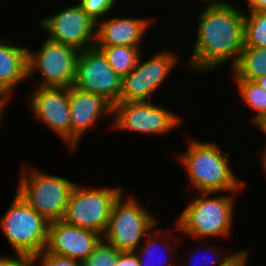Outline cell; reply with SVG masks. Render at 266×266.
Returning a JSON list of instances; mask_svg holds the SVG:
<instances>
[{"label": "cell", "mask_w": 266, "mask_h": 266, "mask_svg": "<svg viewBox=\"0 0 266 266\" xmlns=\"http://www.w3.org/2000/svg\"><path fill=\"white\" fill-rule=\"evenodd\" d=\"M3 38L0 39V96L9 101L17 85L29 79L28 47L13 45L10 39Z\"/></svg>", "instance_id": "cell-17"}, {"label": "cell", "mask_w": 266, "mask_h": 266, "mask_svg": "<svg viewBox=\"0 0 266 266\" xmlns=\"http://www.w3.org/2000/svg\"><path fill=\"white\" fill-rule=\"evenodd\" d=\"M39 265H36L38 264ZM34 264L36 266H82V262L54 255L45 250L34 257Z\"/></svg>", "instance_id": "cell-25"}, {"label": "cell", "mask_w": 266, "mask_h": 266, "mask_svg": "<svg viewBox=\"0 0 266 266\" xmlns=\"http://www.w3.org/2000/svg\"><path fill=\"white\" fill-rule=\"evenodd\" d=\"M230 71L234 80L255 81L266 75V48L244 46L236 65Z\"/></svg>", "instance_id": "cell-18"}, {"label": "cell", "mask_w": 266, "mask_h": 266, "mask_svg": "<svg viewBox=\"0 0 266 266\" xmlns=\"http://www.w3.org/2000/svg\"><path fill=\"white\" fill-rule=\"evenodd\" d=\"M150 21V16L149 19L128 16L102 19L96 23L95 46L141 47L146 31L153 24Z\"/></svg>", "instance_id": "cell-16"}, {"label": "cell", "mask_w": 266, "mask_h": 266, "mask_svg": "<svg viewBox=\"0 0 266 266\" xmlns=\"http://www.w3.org/2000/svg\"><path fill=\"white\" fill-rule=\"evenodd\" d=\"M167 109L151 101L118 102L113 105L111 129L129 130L146 136L166 134L183 121L176 112Z\"/></svg>", "instance_id": "cell-9"}, {"label": "cell", "mask_w": 266, "mask_h": 266, "mask_svg": "<svg viewBox=\"0 0 266 266\" xmlns=\"http://www.w3.org/2000/svg\"><path fill=\"white\" fill-rule=\"evenodd\" d=\"M249 249L230 252L219 266H248Z\"/></svg>", "instance_id": "cell-26"}, {"label": "cell", "mask_w": 266, "mask_h": 266, "mask_svg": "<svg viewBox=\"0 0 266 266\" xmlns=\"http://www.w3.org/2000/svg\"><path fill=\"white\" fill-rule=\"evenodd\" d=\"M230 3L205 1L206 6L198 14L192 53L184 67L202 74L229 61V69L236 65L244 48V10Z\"/></svg>", "instance_id": "cell-1"}, {"label": "cell", "mask_w": 266, "mask_h": 266, "mask_svg": "<svg viewBox=\"0 0 266 266\" xmlns=\"http://www.w3.org/2000/svg\"><path fill=\"white\" fill-rule=\"evenodd\" d=\"M255 127L258 128V130H260L261 133H263L266 136V116L261 119L256 125ZM266 144V143H265Z\"/></svg>", "instance_id": "cell-31"}, {"label": "cell", "mask_w": 266, "mask_h": 266, "mask_svg": "<svg viewBox=\"0 0 266 266\" xmlns=\"http://www.w3.org/2000/svg\"><path fill=\"white\" fill-rule=\"evenodd\" d=\"M33 89L31 96L28 95L33 120L56 133L70 151L68 88L34 86Z\"/></svg>", "instance_id": "cell-13"}, {"label": "cell", "mask_w": 266, "mask_h": 266, "mask_svg": "<svg viewBox=\"0 0 266 266\" xmlns=\"http://www.w3.org/2000/svg\"><path fill=\"white\" fill-rule=\"evenodd\" d=\"M234 82L241 100L254 112L251 121L256 125L266 116V91L256 81L234 80Z\"/></svg>", "instance_id": "cell-21"}, {"label": "cell", "mask_w": 266, "mask_h": 266, "mask_svg": "<svg viewBox=\"0 0 266 266\" xmlns=\"http://www.w3.org/2000/svg\"><path fill=\"white\" fill-rule=\"evenodd\" d=\"M125 196L123 192L114 202L103 234V240L120 252L136 251L144 237L159 224L153 213L145 209L135 195Z\"/></svg>", "instance_id": "cell-6"}, {"label": "cell", "mask_w": 266, "mask_h": 266, "mask_svg": "<svg viewBox=\"0 0 266 266\" xmlns=\"http://www.w3.org/2000/svg\"><path fill=\"white\" fill-rule=\"evenodd\" d=\"M238 192H228L227 195L225 192H217V195L216 192H200L201 196L187 202L188 205L176 218L175 230L186 234V238L193 237L201 241L207 237L228 238L233 232L235 196Z\"/></svg>", "instance_id": "cell-3"}, {"label": "cell", "mask_w": 266, "mask_h": 266, "mask_svg": "<svg viewBox=\"0 0 266 266\" xmlns=\"http://www.w3.org/2000/svg\"><path fill=\"white\" fill-rule=\"evenodd\" d=\"M264 151H262V154L260 155L261 159V163H262V169L264 170V175L266 176V145H265V148L263 149ZM266 178V177H265Z\"/></svg>", "instance_id": "cell-32"}, {"label": "cell", "mask_w": 266, "mask_h": 266, "mask_svg": "<svg viewBox=\"0 0 266 266\" xmlns=\"http://www.w3.org/2000/svg\"><path fill=\"white\" fill-rule=\"evenodd\" d=\"M120 186L90 188L75 183L66 205L63 221L95 231L103 236L114 202L124 192Z\"/></svg>", "instance_id": "cell-7"}, {"label": "cell", "mask_w": 266, "mask_h": 266, "mask_svg": "<svg viewBox=\"0 0 266 266\" xmlns=\"http://www.w3.org/2000/svg\"><path fill=\"white\" fill-rule=\"evenodd\" d=\"M44 40L38 51L28 48V78L39 73L35 87L69 88L74 82L79 51L48 38Z\"/></svg>", "instance_id": "cell-8"}, {"label": "cell", "mask_w": 266, "mask_h": 266, "mask_svg": "<svg viewBox=\"0 0 266 266\" xmlns=\"http://www.w3.org/2000/svg\"><path fill=\"white\" fill-rule=\"evenodd\" d=\"M120 251L105 240H101L93 252L82 262V266H114Z\"/></svg>", "instance_id": "cell-23"}, {"label": "cell", "mask_w": 266, "mask_h": 266, "mask_svg": "<svg viewBox=\"0 0 266 266\" xmlns=\"http://www.w3.org/2000/svg\"><path fill=\"white\" fill-rule=\"evenodd\" d=\"M40 28L49 40L84 51L95 46L96 22L77 3L55 14L42 17Z\"/></svg>", "instance_id": "cell-11"}, {"label": "cell", "mask_w": 266, "mask_h": 266, "mask_svg": "<svg viewBox=\"0 0 266 266\" xmlns=\"http://www.w3.org/2000/svg\"><path fill=\"white\" fill-rule=\"evenodd\" d=\"M72 86L100 95L114 105L119 102L122 78L111 68L103 53L94 47L79 52Z\"/></svg>", "instance_id": "cell-12"}, {"label": "cell", "mask_w": 266, "mask_h": 266, "mask_svg": "<svg viewBox=\"0 0 266 266\" xmlns=\"http://www.w3.org/2000/svg\"><path fill=\"white\" fill-rule=\"evenodd\" d=\"M244 46L266 48V12L244 11Z\"/></svg>", "instance_id": "cell-22"}, {"label": "cell", "mask_w": 266, "mask_h": 266, "mask_svg": "<svg viewBox=\"0 0 266 266\" xmlns=\"http://www.w3.org/2000/svg\"><path fill=\"white\" fill-rule=\"evenodd\" d=\"M187 139L188 147L177 159L198 193L241 191L244 182L231 169L229 153H225L216 142Z\"/></svg>", "instance_id": "cell-2"}, {"label": "cell", "mask_w": 266, "mask_h": 266, "mask_svg": "<svg viewBox=\"0 0 266 266\" xmlns=\"http://www.w3.org/2000/svg\"><path fill=\"white\" fill-rule=\"evenodd\" d=\"M0 266H35L34 258L23 254L0 256Z\"/></svg>", "instance_id": "cell-27"}, {"label": "cell", "mask_w": 266, "mask_h": 266, "mask_svg": "<svg viewBox=\"0 0 266 266\" xmlns=\"http://www.w3.org/2000/svg\"><path fill=\"white\" fill-rule=\"evenodd\" d=\"M114 266H139V260L136 252H120L116 258Z\"/></svg>", "instance_id": "cell-28"}, {"label": "cell", "mask_w": 266, "mask_h": 266, "mask_svg": "<svg viewBox=\"0 0 266 266\" xmlns=\"http://www.w3.org/2000/svg\"><path fill=\"white\" fill-rule=\"evenodd\" d=\"M211 248H212V246H208V247H207V250L205 249V251H207L208 254H209V252H211V254L214 253V254L216 255V256H215V255L213 254V255L215 256V260H214V259L211 260L213 257H210V258H209L211 261L208 260V258L206 257L207 253L205 252L203 258H204V260H207V261H205V262L207 263L206 266H207V265H208V266H215V265H216V266H219V265L222 263V261L225 259V257H226L229 253H228V251H227V254L224 253V255H223V254L221 255V254L219 253L220 251L218 250L219 248H217V246H215V247L213 246V248H212V249H211ZM214 249H215V250H214ZM216 250H218V251H216ZM217 252H218V253H217ZM216 253H217L218 256H219L218 258H217V254H216ZM220 255H221V256H220ZM191 258H192V256H191ZM216 258H217V259H216ZM191 262H192V261H191ZM181 263H182V262H180V264L178 263L177 265H178V266H184V265H185L184 263H183V264H181ZM202 263H203V262H202ZM203 264H204V263H203ZM199 265L202 266L201 264H199ZM199 265H198V266H199ZM186 266H189V265H186Z\"/></svg>", "instance_id": "cell-29"}, {"label": "cell", "mask_w": 266, "mask_h": 266, "mask_svg": "<svg viewBox=\"0 0 266 266\" xmlns=\"http://www.w3.org/2000/svg\"><path fill=\"white\" fill-rule=\"evenodd\" d=\"M103 236L89 229L79 228L63 220L49 223L45 251L57 256L83 262Z\"/></svg>", "instance_id": "cell-15"}, {"label": "cell", "mask_w": 266, "mask_h": 266, "mask_svg": "<svg viewBox=\"0 0 266 266\" xmlns=\"http://www.w3.org/2000/svg\"><path fill=\"white\" fill-rule=\"evenodd\" d=\"M70 108V152H76L80 140L104 116L113 115V105L104 97L83 91L75 86L68 88Z\"/></svg>", "instance_id": "cell-14"}, {"label": "cell", "mask_w": 266, "mask_h": 266, "mask_svg": "<svg viewBox=\"0 0 266 266\" xmlns=\"http://www.w3.org/2000/svg\"><path fill=\"white\" fill-rule=\"evenodd\" d=\"M141 57L142 54L137 66L122 78L119 102L150 101L180 61L176 51H170L168 48L145 61H142Z\"/></svg>", "instance_id": "cell-10"}, {"label": "cell", "mask_w": 266, "mask_h": 266, "mask_svg": "<svg viewBox=\"0 0 266 266\" xmlns=\"http://www.w3.org/2000/svg\"><path fill=\"white\" fill-rule=\"evenodd\" d=\"M117 0H78V4L96 23L108 16ZM107 14V15H106ZM103 17V18H102Z\"/></svg>", "instance_id": "cell-24"}, {"label": "cell", "mask_w": 266, "mask_h": 266, "mask_svg": "<svg viewBox=\"0 0 266 266\" xmlns=\"http://www.w3.org/2000/svg\"><path fill=\"white\" fill-rule=\"evenodd\" d=\"M94 47L103 53L111 68L121 78L128 75L137 66L142 49L125 45Z\"/></svg>", "instance_id": "cell-20"}, {"label": "cell", "mask_w": 266, "mask_h": 266, "mask_svg": "<svg viewBox=\"0 0 266 266\" xmlns=\"http://www.w3.org/2000/svg\"><path fill=\"white\" fill-rule=\"evenodd\" d=\"M155 228H157V227L155 226L152 229L153 233H151V231H150L146 235L147 238L145 237L144 242H142L144 245L140 244L141 246H139V248L135 251L137 256H138L139 266H150L151 263H152L151 264L152 266H163V265H165V266H175L176 265L177 266L178 261L176 259L178 257V254H175V253H178V252H174V251L177 250L175 247L178 246L177 245V244H179L178 241H181L182 238L181 239L177 238L174 240L175 241V244L173 245L174 247L171 246V248H169V250H171L173 253L171 251H169L171 255H168V256H170V257L163 260L164 256H163V258H161L160 255H157V254L163 253V251H161V250L154 251V250H156L157 247L158 248L163 247L162 246L163 244L160 243L158 245L157 243H159L158 238H161L160 233H163L164 231H162V228L161 229L159 228V229H157V231H154ZM156 257H157V259H156ZM168 261H171V262H168ZM155 262H156V264H155Z\"/></svg>", "instance_id": "cell-19"}, {"label": "cell", "mask_w": 266, "mask_h": 266, "mask_svg": "<svg viewBox=\"0 0 266 266\" xmlns=\"http://www.w3.org/2000/svg\"><path fill=\"white\" fill-rule=\"evenodd\" d=\"M49 222L40 216L17 192L0 219V230L14 254L35 257L47 244Z\"/></svg>", "instance_id": "cell-5"}, {"label": "cell", "mask_w": 266, "mask_h": 266, "mask_svg": "<svg viewBox=\"0 0 266 266\" xmlns=\"http://www.w3.org/2000/svg\"><path fill=\"white\" fill-rule=\"evenodd\" d=\"M259 86L266 91V75L255 80Z\"/></svg>", "instance_id": "cell-33"}, {"label": "cell", "mask_w": 266, "mask_h": 266, "mask_svg": "<svg viewBox=\"0 0 266 266\" xmlns=\"http://www.w3.org/2000/svg\"><path fill=\"white\" fill-rule=\"evenodd\" d=\"M22 166L16 192L49 223L62 220L75 182L35 167L29 169L26 163Z\"/></svg>", "instance_id": "cell-4"}, {"label": "cell", "mask_w": 266, "mask_h": 266, "mask_svg": "<svg viewBox=\"0 0 266 266\" xmlns=\"http://www.w3.org/2000/svg\"><path fill=\"white\" fill-rule=\"evenodd\" d=\"M248 10L266 12V0H245Z\"/></svg>", "instance_id": "cell-30"}]
</instances>
